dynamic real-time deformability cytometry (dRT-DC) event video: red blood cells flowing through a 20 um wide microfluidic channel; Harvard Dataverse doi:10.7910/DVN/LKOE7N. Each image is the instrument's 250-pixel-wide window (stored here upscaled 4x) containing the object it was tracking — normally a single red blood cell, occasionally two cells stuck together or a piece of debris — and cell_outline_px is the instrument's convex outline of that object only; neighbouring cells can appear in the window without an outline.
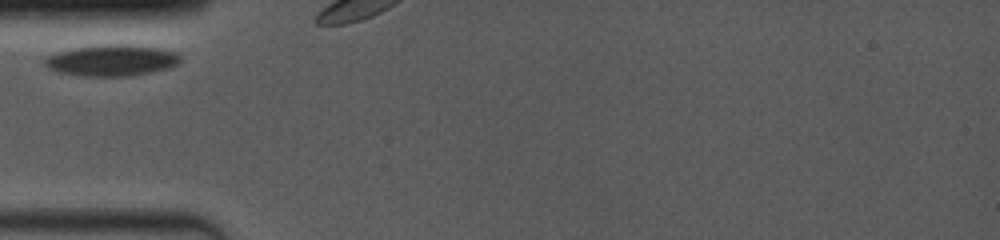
{"species": "common noctule bat (a hibernating species)", "species_latin": "Nyctalus noctula", "temperature_condition": "room temperature", "stored_images_in_passage": 3, "camera_frame_rate_fps": 4000, "um_per_image_px": 0.085, "animal": {"sex": "female", "body_mass_g": 19.0, "forearm_length_mm": 53.3}, "frame": {"image": 1, "passage_image": 1, "time_ms": 0.0, "image_size_px": [1000, 240], "cell_outline_px": [[180, 64], [168, 68], [152, 72], [128, 76], [84, 76], [56, 72], [48, 68], [44, 64], [44, 60], [48, 56], [56, 52], [76, 48], [104, 44], [128, 44], [156, 48], [176, 52], [180, 56]], "centroid_in_image_um": [9.49, 5.14], "position_along_channel_um": 75.5, "area_um2": 24.68}}